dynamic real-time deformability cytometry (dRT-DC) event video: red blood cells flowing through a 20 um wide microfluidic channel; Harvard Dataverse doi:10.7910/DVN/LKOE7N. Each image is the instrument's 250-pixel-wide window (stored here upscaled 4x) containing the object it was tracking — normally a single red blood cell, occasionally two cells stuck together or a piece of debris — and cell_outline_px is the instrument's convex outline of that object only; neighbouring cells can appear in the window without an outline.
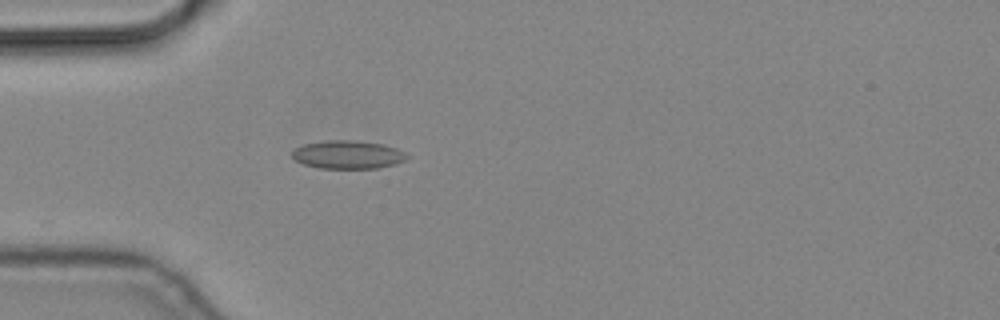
{"species": "common noctule bat (a hibernating species)", "species_latin": "Nyctalus noctula", "temperature_condition": "cold", "stored_images_in_passage": 5, "camera_frame_rate_fps": 3000, "um_per_image_px": 0.085, "animal": {"sex": "male", "body_mass_g": 19.2, "forearm_length_mm": 51.8}, "frame": {"image": 1, "passage_image": 5, "time_ms": 1.333, "image_size_px": [1000, 320], "cell_outline_px": [[408, 156], [404, 160], [396, 164], [376, 168], [320, 168], [304, 164], [296, 160], [292, 156], [292, 152], [296, 148], [304, 144], [328, 140], [352, 140], [380, 144], [396, 148], [404, 152]], "centroid_in_image_um": [29.56, 13.15], "position_along_channel_um": 55.4, "area_um2": 18.61}}